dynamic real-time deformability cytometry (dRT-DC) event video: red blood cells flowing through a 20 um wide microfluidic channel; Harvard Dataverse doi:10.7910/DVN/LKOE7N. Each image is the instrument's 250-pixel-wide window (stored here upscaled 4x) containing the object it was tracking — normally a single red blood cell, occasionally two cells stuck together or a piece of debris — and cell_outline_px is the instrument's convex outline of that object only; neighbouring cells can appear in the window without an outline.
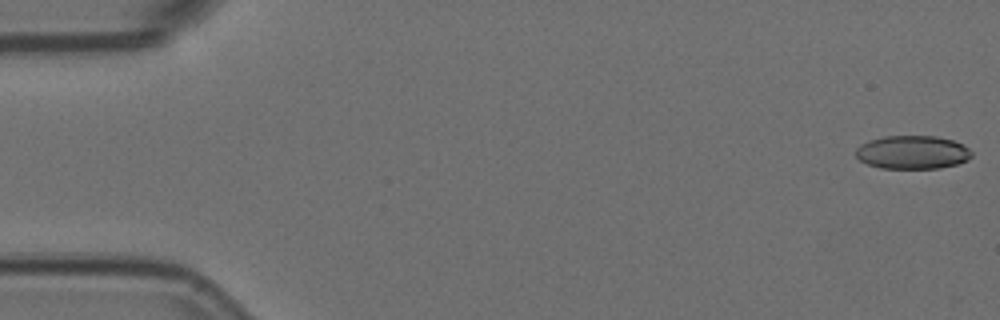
{"species": "Egyptian fruit bat (a non-hibernating species)", "species_latin": "Rousettus aegyptiacus", "temperature_condition": "room temperature", "stored_images_in_passage": 5, "camera_frame_rate_fps": 3000, "um_per_image_px": 0.085, "animal": {"sex": "female"}, "frame": {"image": 1, "passage_image": 1, "time_ms": 0.0, "image_size_px": [1000, 320], "cell_outline_px": [[972, 156], [968, 160], [960, 164], [940, 168], [880, 168], [868, 164], [860, 160], [856, 156], [856, 148], [860, 144], [868, 140], [884, 136], [936, 136], [952, 140], [964, 144], [972, 152]], "centroid_in_image_um": [77.58, 12.94], "position_along_channel_um": 7.4, "area_um2": 22.77}}
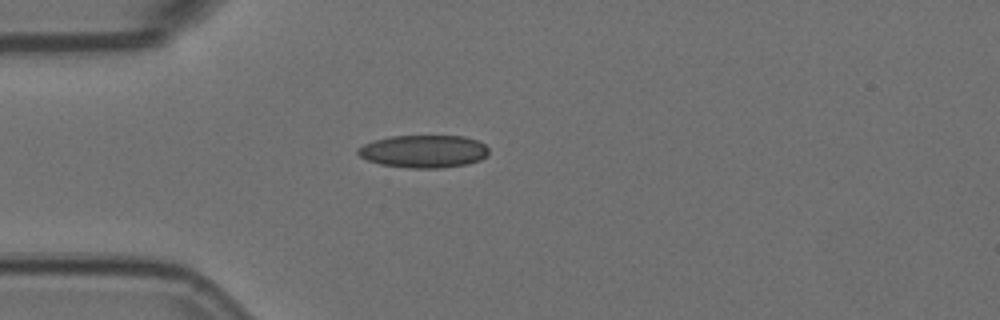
{"frame": {"image": 2, "passage_image": 4, "time_ms": 1.0, "image_size_px": [1000, 320], "cell_outline_px": [[488, 156], [480, 160], [468, 164], [440, 168], [408, 168], [380, 164], [368, 160], [360, 156], [356, 152], [356, 148], [372, 140], [392, 136], [464, 136], [476, 140], [484, 144], [488, 148]], "centroid_in_image_um": [36.01, 12.86], "position_along_channel_um": 49.0, "area_um2": 25.09}}